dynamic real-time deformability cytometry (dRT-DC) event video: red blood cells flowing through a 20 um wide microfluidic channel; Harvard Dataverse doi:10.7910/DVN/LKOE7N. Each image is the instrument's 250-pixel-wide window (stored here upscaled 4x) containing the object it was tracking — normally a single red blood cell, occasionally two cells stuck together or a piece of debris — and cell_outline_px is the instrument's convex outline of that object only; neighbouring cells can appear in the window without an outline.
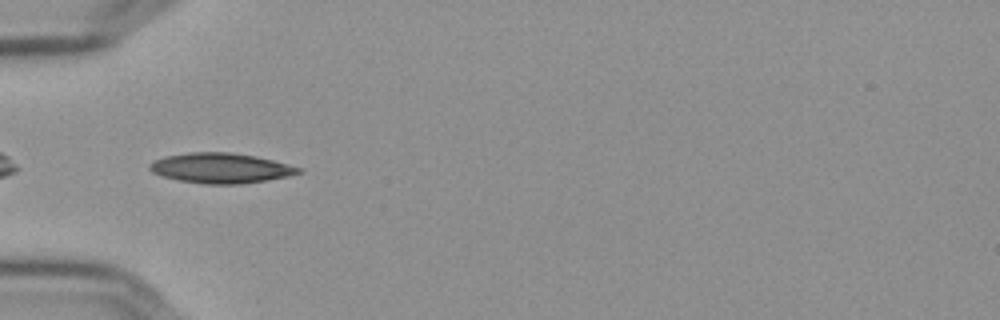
{"species": "Egyptian fruit bat (a non-hibernating species)", "species_latin": "Rousettus aegyptiacus", "temperature_condition": "cold", "stored_images_in_passage": 40, "camera_frame_rate_fps": 3000, "um_per_image_px": 0.085, "frame": {"image": 1, "passage_image": 2, "time_ms": 0.333, "image_size_px": [1000, 320], "cell_outline_px": [[304, 172], [288, 176], [240, 184], [208, 184], [180, 180], [164, 176], [152, 172], [148, 168], [148, 164], [152, 160], [164, 156], [188, 152], [232, 152], [256, 156], [304, 168]], "centroid_in_image_um": [18.76, 14.27], "position_along_channel_um": 66.2, "area_um2": 26.18}}
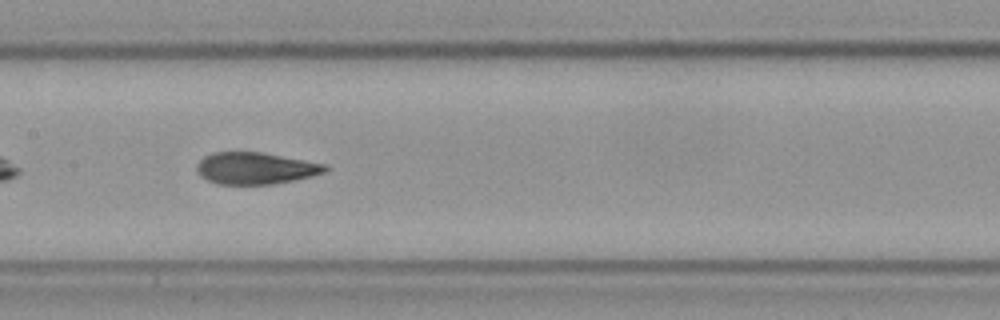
{"frame": {"image": 2, "passage_image": 12, "time_ms": 3.667, "image_size_px": [1000, 320], "cell_outline_px": [[328, 168], [324, 172], [312, 176], [272, 184], [216, 184], [200, 176], [196, 168], [196, 164], [204, 156], [212, 152], [264, 152], [328, 164]], "centroid_in_image_um": [21.71, 14.29], "position_along_channel_um": 185.7, "area_um2": 23.93}}
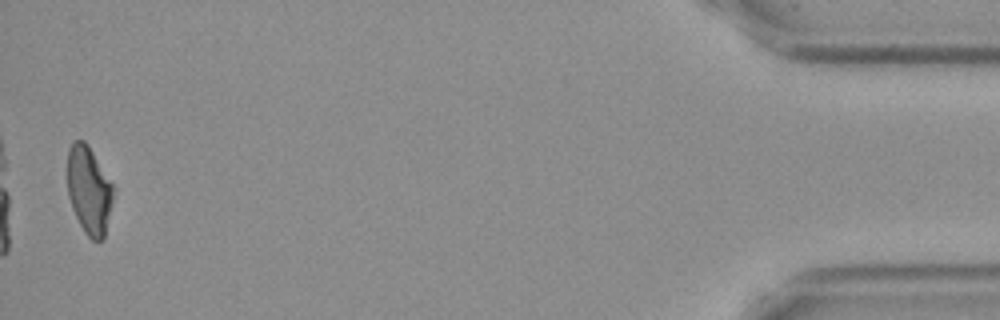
{"frame": {"image": 3, "passage_image": 39, "time_ms": 12.667, "image_size_px": [1000, 320], "cell_outline_px": [[112, 200], [104, 236], [100, 240], [92, 240], [84, 232], [72, 208], [68, 196], [68, 148], [76, 140], [84, 140], [88, 144], [112, 184]], "centroid_in_image_um": [7.54, 16.15], "position_along_channel_um": 427.7, "area_um2": 22.95}, "authors_computed_cell_mechanics": {"area_um2": 24.2182, "velocity_mm_per_s": 3.6118, "shape_relaxation_time_tau1_ms": 9.0671, "shape_relaxation_time_tau2_ms": 1.2718, "deformation_change_tau1": 0.2268, "deformation_change_tau2": 0.0673}}